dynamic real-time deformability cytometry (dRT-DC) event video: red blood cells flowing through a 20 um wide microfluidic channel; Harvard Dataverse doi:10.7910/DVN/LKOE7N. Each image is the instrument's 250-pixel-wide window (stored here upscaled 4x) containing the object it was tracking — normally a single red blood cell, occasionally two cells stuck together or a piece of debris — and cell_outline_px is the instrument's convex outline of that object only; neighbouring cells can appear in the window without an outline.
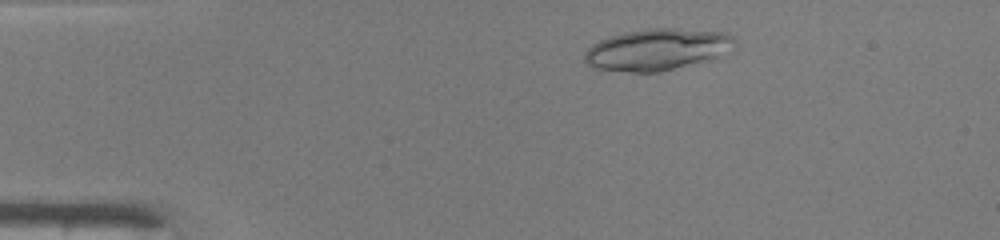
{"species": "common noctule bat (a hibernating species)", "species_latin": "Nyctalus noctula", "temperature_condition": "warm", "stored_images_in_passage": 45, "camera_frame_rate_fps": 3000, "um_per_image_px": 0.085, "animal": {"sex": "male", "body_mass_g": 19.0, "forearm_length_mm": 50.8}, "frame": {"image": 1, "passage_image": 6, "time_ms": 1.667, "image_size_px": [1000, 240], "cell_outline_px": [[736, 40], [716, 56], [704, 60], [660, 72], [632, 72], [592, 68], [584, 60], [584, 56], [588, 48], [592, 44], [608, 36], [624, 32], [648, 28], [676, 28], [728, 32]], "centroid_in_image_um": [55.76, 4.19], "position_along_channel_um": 29.2, "area_um2": 35.84}}
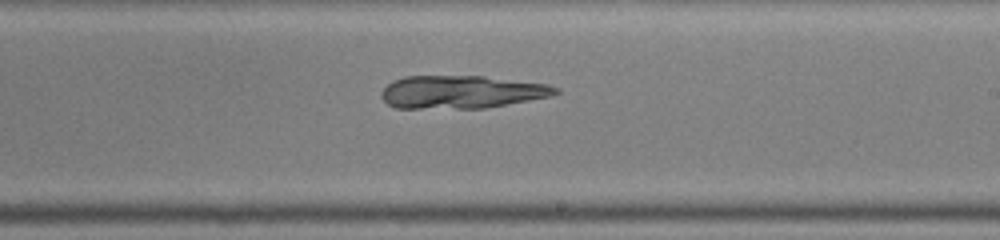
{"frame": {"image": 2, "passage_image": 26, "time_ms": 8.333, "image_size_px": [1000, 240], "cell_outline_px": [[560, 92], [552, 96], [484, 108], [396, 108], [388, 104], [380, 96], [380, 92], [392, 80], [404, 76], [484, 76], [548, 84], [560, 88]], "centroid_in_image_um": [39.22, 7.81], "position_along_channel_um": 249.8, "area_um2": 33.52}}
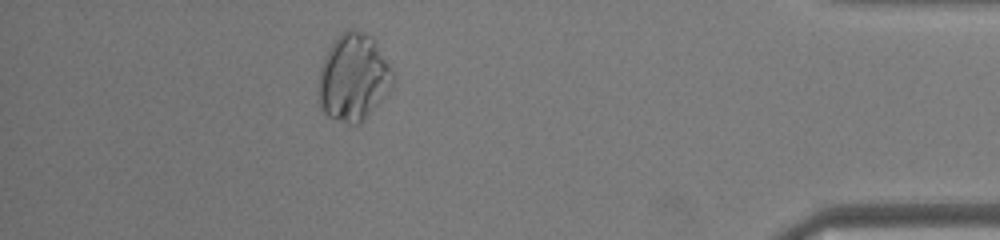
{"frame": {"image": 3, "passage_image": 40, "time_ms": 13.0, "image_size_px": [1000, 240], "cell_outline_px": [[396, 80], [388, 92], [364, 120], [360, 124], [348, 124], [328, 116], [320, 108], [316, 92], [316, 88], [320, 68], [328, 48], [336, 36], [344, 28], [348, 28], [372, 36], [376, 40], [392, 68], [396, 76]], "centroid_in_image_um": [30.03, 6.57], "position_along_channel_um": 405.2, "area_um2": 38.67}}